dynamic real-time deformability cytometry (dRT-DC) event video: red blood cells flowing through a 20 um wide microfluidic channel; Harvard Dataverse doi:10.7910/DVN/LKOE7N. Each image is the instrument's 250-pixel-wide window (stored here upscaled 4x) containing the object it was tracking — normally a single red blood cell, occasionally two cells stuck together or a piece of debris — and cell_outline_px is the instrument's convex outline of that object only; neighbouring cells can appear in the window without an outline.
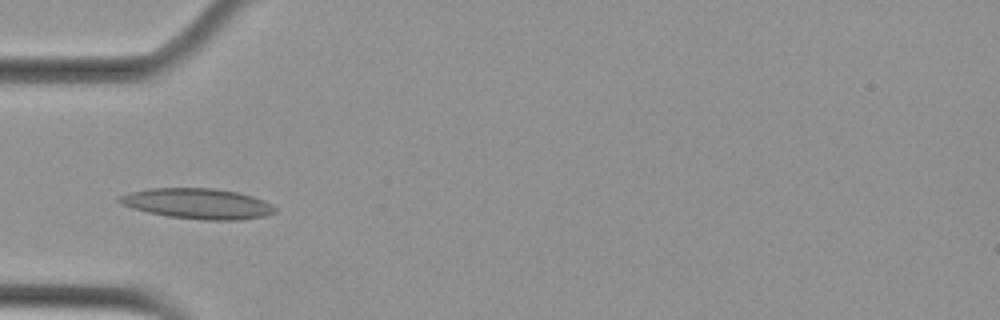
{"species": "Egyptian fruit bat (a non-hibernating species)", "species_latin": "Rousettus aegyptiacus", "temperature_condition": "cold", "stored_images_in_passage": 5, "camera_frame_rate_fps": 3000, "um_per_image_px": 0.085, "animal": {"sex": "female"}, "frame": {"image": 1, "passage_image": 5, "time_ms": 1.333, "image_size_px": [1000, 320], "cell_outline_px": [[276, 212], [264, 216], [236, 220], [204, 220], [168, 216], [148, 212], [132, 208], [120, 204], [116, 200], [120, 196], [132, 192], [152, 188], [216, 188], [236, 192], [252, 196], [264, 200], [272, 204], [276, 208]], "centroid_in_image_um": [16.82, 17.31], "position_along_channel_um": 68.2, "area_um2": 27.51}}